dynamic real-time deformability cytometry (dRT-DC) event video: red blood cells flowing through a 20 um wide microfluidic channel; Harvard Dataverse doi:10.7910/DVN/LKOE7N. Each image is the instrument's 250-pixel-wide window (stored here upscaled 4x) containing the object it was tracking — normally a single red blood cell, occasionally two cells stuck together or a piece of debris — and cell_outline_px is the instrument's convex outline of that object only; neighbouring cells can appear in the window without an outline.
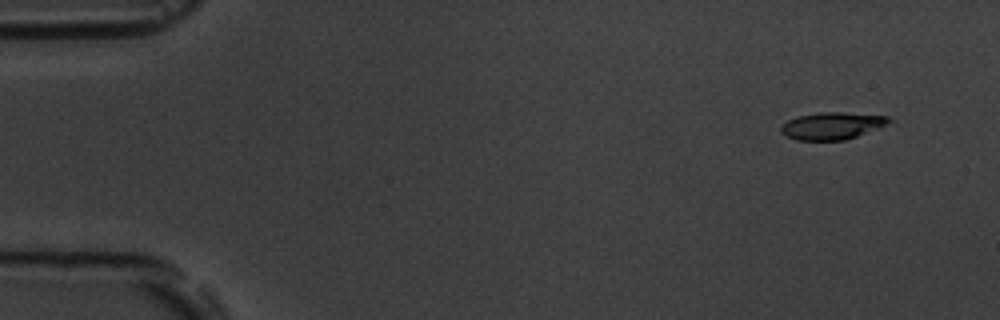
{"species": "common noctule bat (a hibernating species)", "species_latin": "Nyctalus noctula", "temperature_condition": "room temperature", "stored_images_in_passage": 10, "camera_frame_rate_fps": 3000, "um_per_image_px": 0.085, "animal": {"sex": "male", "body_mass_g": 19.5, "forearm_length_mm": 54.6}, "frame": {"image": 1, "passage_image": 1, "time_ms": 0.0, "image_size_px": [1000, 320], "cell_outline_px": [[892, 120], [876, 128], [856, 136], [844, 140], [796, 140], [780, 132], [780, 124], [796, 116], [816, 112], [844, 112], [888, 116]], "centroid_in_image_um": [70.64, 10.68], "position_along_channel_um": 14.4, "area_um2": 16.99}}